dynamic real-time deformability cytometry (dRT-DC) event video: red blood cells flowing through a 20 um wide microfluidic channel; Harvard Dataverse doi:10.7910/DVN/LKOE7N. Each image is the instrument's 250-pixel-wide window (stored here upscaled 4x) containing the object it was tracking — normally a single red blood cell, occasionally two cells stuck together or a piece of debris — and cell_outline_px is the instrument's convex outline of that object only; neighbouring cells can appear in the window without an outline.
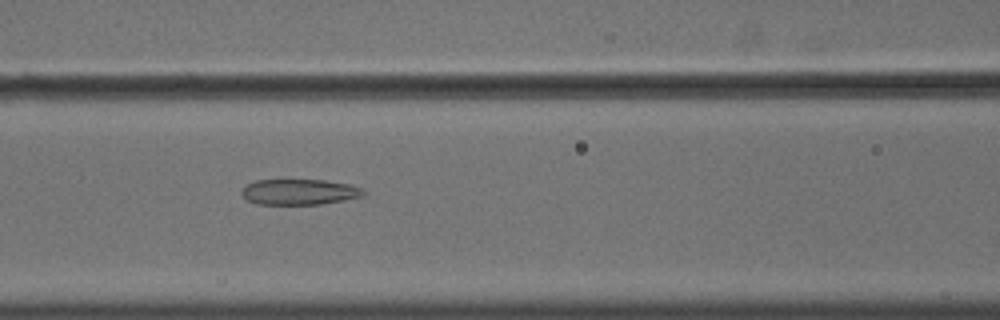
{"species": "common noctule bat (a hibernating species)", "species_latin": "Nyctalus noctula", "temperature_condition": "cold", "stored_images_in_passage": 56, "camera_frame_rate_fps": 3000, "um_per_image_px": 0.085, "animal": {"sex": "male", "body_mass_g": 18.8}, "frame": {"image": 1, "passage_image": 25, "time_ms": 8.0, "image_size_px": [1000, 320], "cell_outline_px": [[364, 196], [344, 200], [320, 204], [256, 204], [248, 200], [240, 192], [244, 184], [256, 180], [324, 180], [348, 184], [364, 188]], "centroid_in_image_um": [25.42, 16.31], "position_along_channel_um": 141.2, "area_um2": 18.26}}
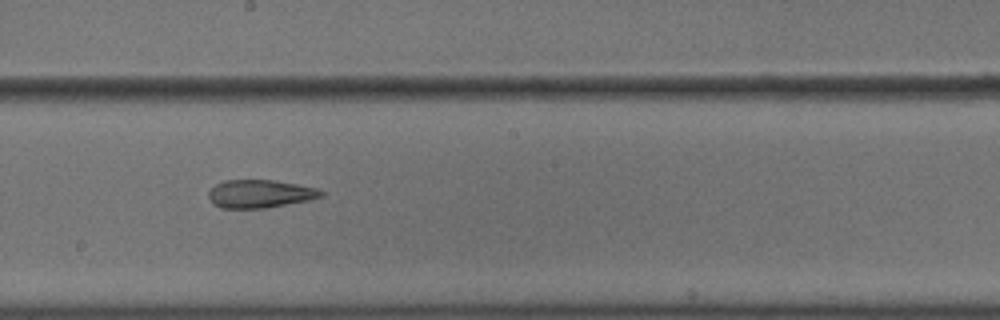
{"frame": {"image": 2, "passage_image": 32, "time_ms": 10.333, "image_size_px": [1000, 320], "cell_outline_px": [[324, 196], [308, 200], [268, 208], [220, 208], [212, 204], [208, 196], [208, 192], [216, 184], [224, 180], [272, 180], [316, 188], [324, 192]], "centroid_in_image_um": [22.06, 16.48], "position_along_channel_um": 226.1, "area_um2": 18.38}}
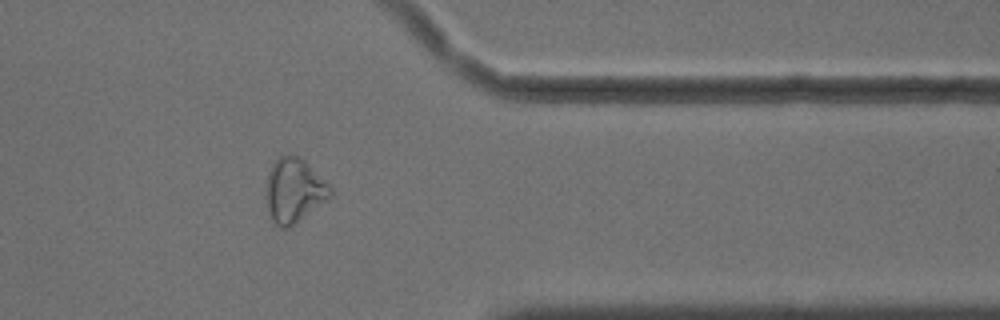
{"frame": {"image": 3, "passage_image": 46, "time_ms": 15.0, "image_size_px": [1000, 320], "cell_outline_px": [[332, 196], [288, 228], [280, 228], [272, 220], [268, 212], [264, 196], [268, 176], [272, 164], [280, 156], [300, 156], [332, 188]], "centroid_in_image_um": [24.96, 16.2], "position_along_channel_um": 386.4, "area_um2": 23.81}, "authors_computed_cell_mechanics": {"area_um2": 24.1315, "velocity_mm_per_s": 3.643, "shape_relaxation_time_tau1_ms": null, "shape_relaxation_time_tau2_ms": 4.0905, "deformation_change_tau1": null, "deformation_change_tau2": 0.1453}}